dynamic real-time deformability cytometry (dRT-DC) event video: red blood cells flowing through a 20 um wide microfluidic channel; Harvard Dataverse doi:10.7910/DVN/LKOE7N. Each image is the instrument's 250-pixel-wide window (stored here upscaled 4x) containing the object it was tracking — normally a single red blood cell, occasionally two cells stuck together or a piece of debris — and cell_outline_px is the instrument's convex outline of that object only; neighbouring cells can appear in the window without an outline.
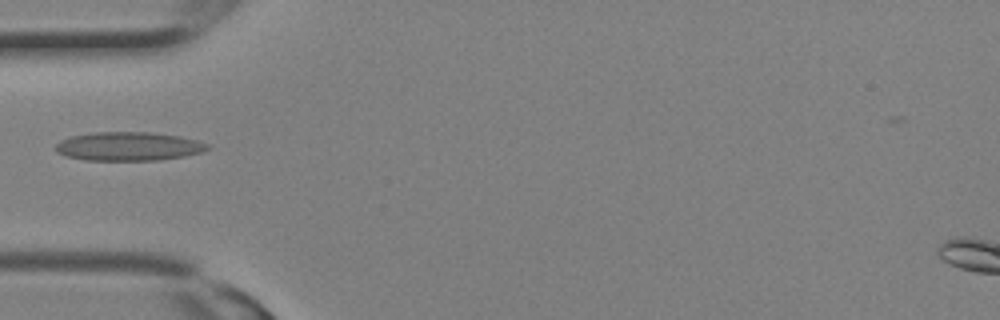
{"species": "Egyptian fruit bat (a non-hibernating species)", "species_latin": "Rousettus aegyptiacus", "temperature_condition": "room temperature", "stored_images_in_passage": 4, "camera_frame_rate_fps": 3000, "um_per_image_px": 0.085, "animal": {"sex": "female"}, "frame": {"image": 1, "passage_image": 3, "time_ms": 0.667, "image_size_px": [1000, 320], "cell_outline_px": [[212, 148], [204, 152], [184, 156], [160, 160], [84, 160], [64, 156], [56, 152], [56, 144], [60, 140], [72, 136], [92, 132], [152, 132], [180, 136], [212, 144]], "centroid_in_image_um": [10.97, 12.44], "position_along_channel_um": 74.0, "area_um2": 25.78}}